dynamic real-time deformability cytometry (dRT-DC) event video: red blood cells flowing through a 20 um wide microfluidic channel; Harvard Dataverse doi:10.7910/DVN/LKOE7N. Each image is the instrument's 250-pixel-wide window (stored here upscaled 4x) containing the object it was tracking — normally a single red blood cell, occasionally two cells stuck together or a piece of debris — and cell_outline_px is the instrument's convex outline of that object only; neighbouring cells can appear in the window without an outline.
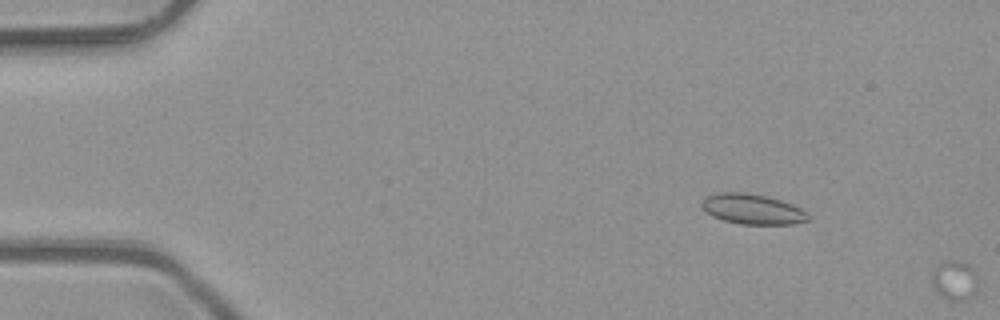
{"species": "common noctule bat (a hibernating species)", "species_latin": "Nyctalus noctula", "temperature_condition": "room temperature", "stored_images_in_passage": 6, "camera_frame_rate_fps": 3000, "um_per_image_px": 0.085, "animal": {"sex": "male", "body_mass_g": 23.1, "forearm_length_mm": 52.7}, "frame": {"image": 1, "passage_image": 6, "time_ms": 1.667, "image_size_px": [1000, 320], "cell_outline_px": [[980, 280], [976, 292], [968, 300], [948, 300], [936, 292], [932, 284], [932, 272], [944, 260], [964, 260], [972, 268]], "centroid_in_image_um": [81.19, 23.82], "position_along_channel_um": 3.8, "area_um2": 10.98}}